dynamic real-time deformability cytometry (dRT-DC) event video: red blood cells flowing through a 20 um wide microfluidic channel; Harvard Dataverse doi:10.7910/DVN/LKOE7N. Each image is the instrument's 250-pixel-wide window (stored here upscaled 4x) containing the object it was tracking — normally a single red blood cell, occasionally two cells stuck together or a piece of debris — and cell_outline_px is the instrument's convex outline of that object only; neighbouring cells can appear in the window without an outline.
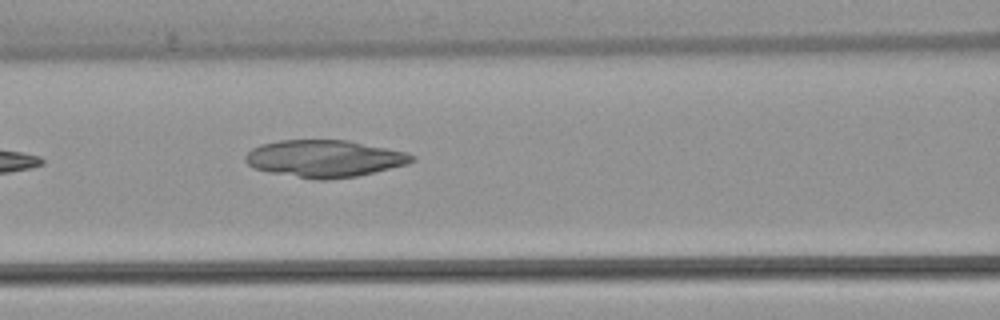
{"species": "common noctule bat (a hibernating species)", "species_latin": "Nyctalus noctula", "temperature_condition": "warm", "stored_images_in_passage": 6, "camera_frame_rate_fps": 3000, "um_per_image_px": 0.085, "animal": {"sex": "female", "body_mass_g": 22.7, "forearm_length_mm": 54.2}, "frame": {"image": 1, "passage_image": 6, "time_ms": 6.0, "image_size_px": [1000, 320], "cell_outline_px": [[416, 160], [408, 164], [356, 176], [328, 180], [316, 180], [272, 172], [252, 168], [244, 160], [244, 156], [252, 148], [260, 144], [280, 140], [348, 140], [408, 152], [416, 156]], "centroid_in_image_um": [27.6, 13.47], "position_along_channel_um": 139.0, "area_um2": 36.13}}